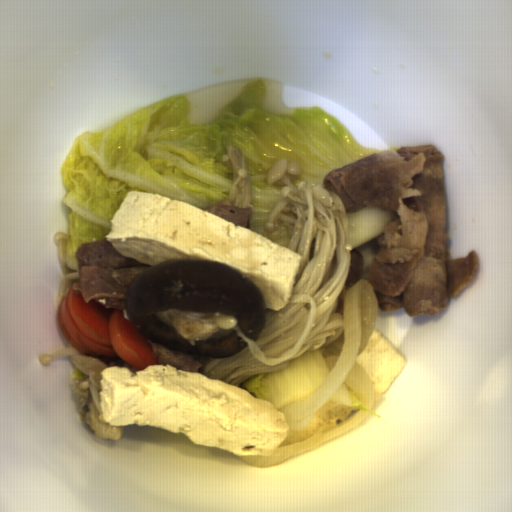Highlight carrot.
<instances>
[{
    "label": "carrot",
    "instance_id": "carrot-1",
    "mask_svg": "<svg viewBox=\"0 0 512 512\" xmlns=\"http://www.w3.org/2000/svg\"><path fill=\"white\" fill-rule=\"evenodd\" d=\"M57 319L64 337L82 353L104 362L122 359L140 371L160 365L149 338L140 332L142 327L127 307L105 308L94 299L85 302L72 287L59 303Z\"/></svg>",
    "mask_w": 512,
    "mask_h": 512
}]
</instances>
